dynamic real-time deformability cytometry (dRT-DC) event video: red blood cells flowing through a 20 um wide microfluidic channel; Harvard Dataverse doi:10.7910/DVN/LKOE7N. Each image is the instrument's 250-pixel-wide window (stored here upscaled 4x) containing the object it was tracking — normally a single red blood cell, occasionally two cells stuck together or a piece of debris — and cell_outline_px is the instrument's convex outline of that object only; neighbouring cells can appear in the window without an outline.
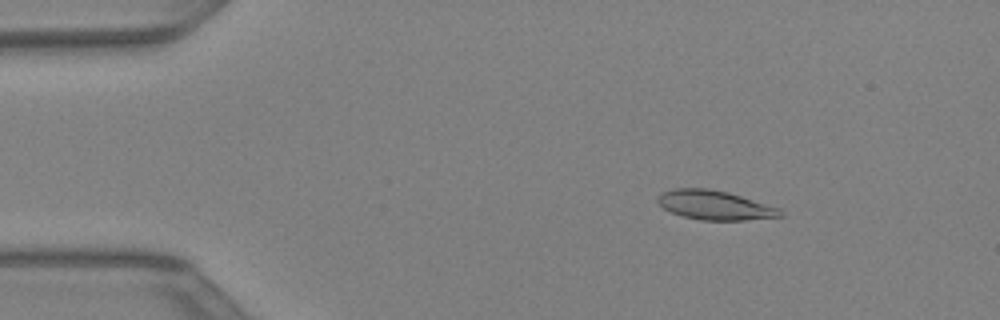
{"species": "Egyptian fruit bat (a non-hibernating species)", "species_latin": "Rousettus aegyptiacus", "temperature_condition": "warm", "stored_images_in_passage": 40, "camera_frame_rate_fps": 3000, "um_per_image_px": 0.085, "animal": {"sex": "female"}, "frame": {"image": 1, "passage_image": 4, "time_ms": 1.0, "image_size_px": [1000, 320], "cell_outline_px": [[784, 216], [744, 220], [700, 220], [684, 216], [672, 212], [664, 208], [656, 200], [656, 196], [660, 192], [676, 188], [708, 188], [728, 192], [780, 208]], "centroid_in_image_um": [60.74, 17.43], "position_along_channel_um": 24.3, "area_um2": 20.87}}
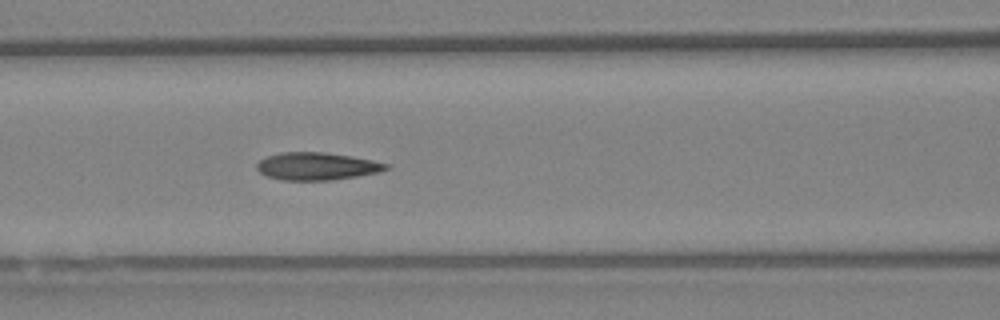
{"frame": {"image": 2, "passage_image": 16, "time_ms": 5.0, "image_size_px": [1000, 320], "cell_outline_px": [[392, 168], [380, 172], [332, 180], [284, 180], [268, 176], [260, 172], [256, 168], [256, 164], [260, 160], [268, 156], [280, 152], [324, 152], [352, 156], [392, 164]], "centroid_in_image_um": [26.99, 14.12], "position_along_channel_um": 139.6, "area_um2": 20.87}}
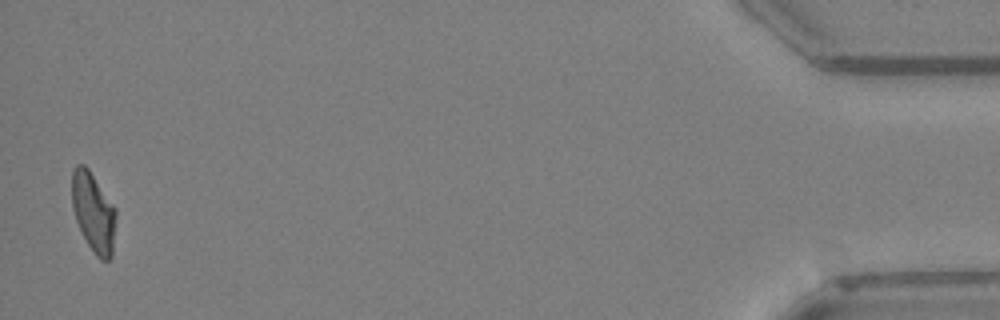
{"frame": {"image": 3, "passage_image": 40, "time_ms": 13.0, "image_size_px": [1000, 320], "cell_outline_px": [[116, 216], [112, 256], [108, 260], [100, 260], [96, 256], [88, 244], [76, 220], [72, 208], [72, 168], [76, 164], [84, 164], [88, 168], [116, 208]], "centroid_in_image_um": [7.94, 18.02], "position_along_channel_um": 427.3, "area_um2": 20.4}}